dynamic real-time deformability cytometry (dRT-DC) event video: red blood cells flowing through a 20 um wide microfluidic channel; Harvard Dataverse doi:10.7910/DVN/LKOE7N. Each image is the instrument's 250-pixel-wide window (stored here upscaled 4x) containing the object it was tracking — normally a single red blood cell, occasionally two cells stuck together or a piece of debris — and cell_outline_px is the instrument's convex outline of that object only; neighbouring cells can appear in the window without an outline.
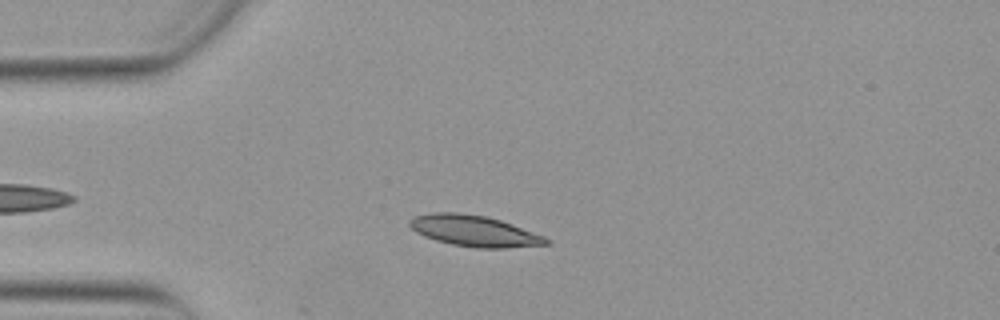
{"species": "Egyptian fruit bat (a non-hibernating species)", "species_latin": "Rousettus aegyptiacus", "temperature_condition": "warm", "stored_images_in_passage": 26, "camera_frame_rate_fps": 3000, "um_per_image_px": 0.085, "animal": {"sex": "female"}, "frame": {"image": 1, "passage_image": 5, "time_ms": 1.333, "image_size_px": [1000, 320], "cell_outline_px": [[552, 244], [508, 248], [476, 248], [452, 244], [436, 240], [424, 236], [416, 232], [408, 224], [408, 220], [412, 216], [432, 212], [456, 212], [488, 216], [512, 224], [544, 236], [552, 240]], "centroid_in_image_um": [40.32, 19.62], "position_along_channel_um": 44.7, "area_um2": 24.97}}
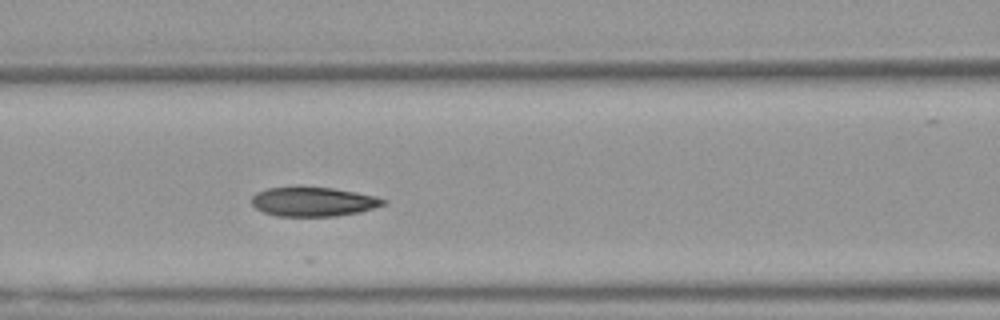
{"frame": {"image": 2, "passage_image": 14, "time_ms": 4.333, "image_size_px": [1000, 320], "cell_outline_px": [[388, 200], [384, 204], [360, 212], [336, 216], [276, 216], [264, 212], [256, 208], [252, 204], [252, 196], [256, 192], [268, 188], [296, 184], [332, 188], [356, 192], [376, 196]], "centroid_in_image_um": [26.59, 17.1], "position_along_channel_um": 140.0, "area_um2": 23.06}}
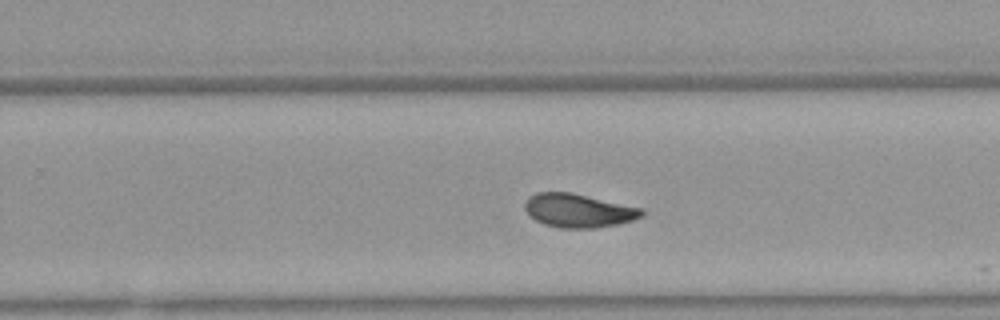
{"frame": {"image": 3, "passage_image": 25, "time_ms": 8.0, "image_size_px": [1000, 320], "cell_outline_px": [[644, 216], [620, 224], [596, 228], [560, 228], [544, 224], [536, 220], [524, 208], [524, 204], [528, 196], [536, 192], [572, 192], [644, 208]], "centroid_in_image_um": [49.2, 17.89], "position_along_channel_um": 280.6, "area_um2": 23.18}}